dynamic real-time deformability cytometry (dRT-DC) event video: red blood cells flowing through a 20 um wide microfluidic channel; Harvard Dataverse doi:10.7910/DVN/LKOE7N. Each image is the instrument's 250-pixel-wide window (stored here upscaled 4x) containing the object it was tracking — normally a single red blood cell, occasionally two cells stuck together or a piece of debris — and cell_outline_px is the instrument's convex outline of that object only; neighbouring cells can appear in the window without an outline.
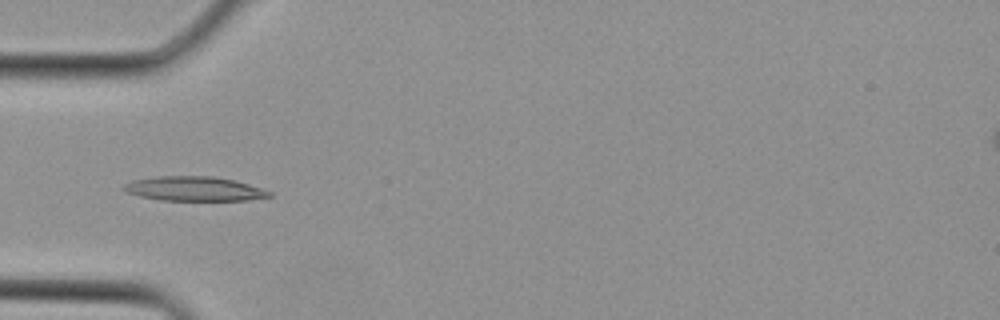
{"species": "Egyptian fruit bat (a non-hibernating species)", "species_latin": "Rousettus aegyptiacus", "temperature_condition": "cold", "stored_images_in_passage": 1, "camera_frame_rate_fps": 3000, "um_per_image_px": 0.085, "animal": {"sex": "female"}, "frame": {"image": 1, "passage_image": 1, "time_ms": 0.0, "image_size_px": [1000, 320], "cell_outline_px": [[272, 196], [244, 200], [160, 200], [140, 196], [128, 192], [120, 188], [124, 184], [132, 180], [156, 176], [212, 176], [232, 180], [248, 184], [272, 192]], "centroid_in_image_um": [16.46, 16.04], "position_along_channel_um": 68.5, "area_um2": 20.52}}